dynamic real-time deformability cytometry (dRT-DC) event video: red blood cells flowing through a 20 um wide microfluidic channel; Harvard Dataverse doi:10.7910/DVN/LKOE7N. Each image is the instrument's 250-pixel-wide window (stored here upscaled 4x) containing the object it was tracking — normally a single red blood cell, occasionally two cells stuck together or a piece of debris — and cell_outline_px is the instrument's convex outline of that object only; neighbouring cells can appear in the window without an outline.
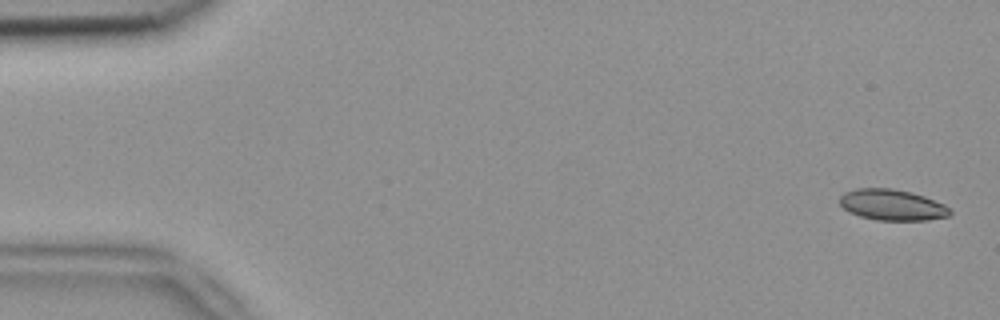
{"species": "common noctule bat (a hibernating species)", "species_latin": "Nyctalus noctula", "temperature_condition": "room temperature", "stored_images_in_passage": 5, "camera_frame_rate_fps": 3000, "um_per_image_px": 0.085, "animal": {"sex": "female", "body_mass_g": 18.4}, "frame": {"image": 1, "passage_image": 1, "time_ms": 0.0, "image_size_px": [1000, 320], "cell_outline_px": [[952, 212], [948, 216], [928, 220], [876, 220], [860, 216], [848, 212], [840, 204], [840, 196], [844, 192], [856, 188], [892, 188], [912, 192], [924, 196], [944, 204]], "centroid_in_image_um": [75.81, 17.41], "position_along_channel_um": 9.2, "area_um2": 19.94}}
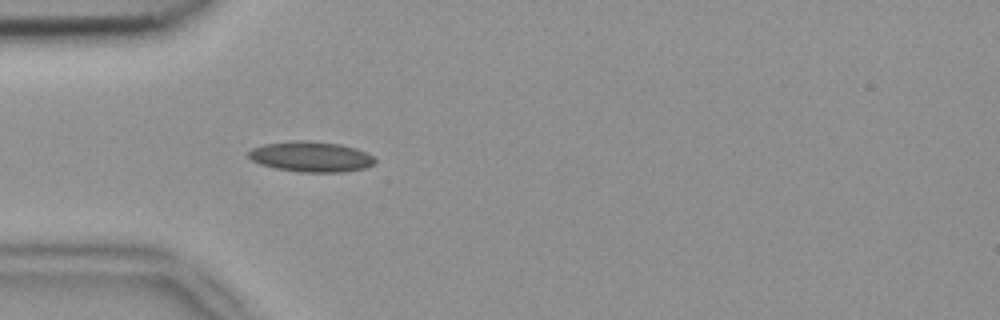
{"frame": {"image": 2, "passage_image": 5, "time_ms": 1.333, "image_size_px": [1000, 320], "cell_outline_px": [[376, 160], [372, 164], [364, 168], [344, 172], [300, 172], [276, 168], [260, 164], [252, 160], [248, 156], [248, 152], [252, 148], [264, 144], [292, 140], [304, 140], [340, 144], [356, 148], [372, 156]], "centroid_in_image_um": [26.41, 13.31], "position_along_channel_um": 58.6, "area_um2": 22.31}}